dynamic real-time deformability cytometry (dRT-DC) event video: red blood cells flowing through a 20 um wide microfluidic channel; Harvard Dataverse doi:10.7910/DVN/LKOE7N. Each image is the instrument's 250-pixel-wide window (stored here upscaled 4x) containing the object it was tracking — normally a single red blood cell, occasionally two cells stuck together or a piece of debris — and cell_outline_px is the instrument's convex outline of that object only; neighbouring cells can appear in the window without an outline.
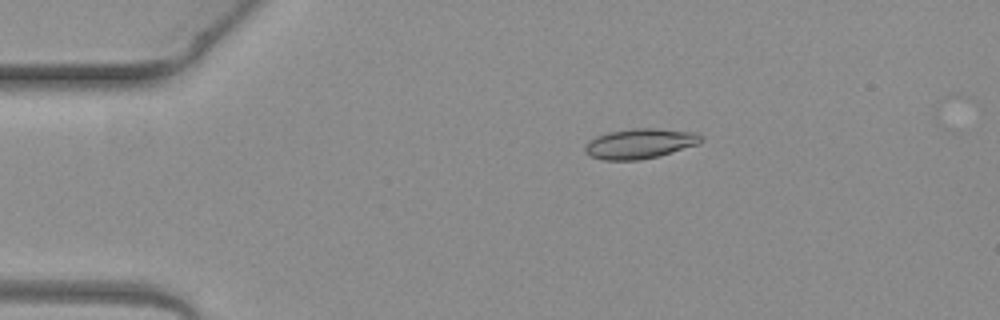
{"species": "common noctule bat (a hibernating species)", "species_latin": "Nyctalus noctula", "temperature_condition": "warm", "stored_images_in_passage": 5, "camera_frame_rate_fps": 3000, "um_per_image_px": 0.085, "animal": {"sex": "female", "body_mass_g": 19.3, "forearm_length_mm": 54.1}, "frame": {"image": 1, "passage_image": 5, "time_ms": 1.333, "image_size_px": [1000, 320], "cell_outline_px": [[704, 140], [700, 144], [660, 156], [640, 160], [604, 160], [588, 156], [584, 152], [584, 144], [588, 140], [596, 136], [608, 132], [632, 128], [656, 128], [696, 132]], "centroid_in_image_um": [54.37, 12.21], "position_along_channel_um": 30.6, "area_um2": 20.75}}